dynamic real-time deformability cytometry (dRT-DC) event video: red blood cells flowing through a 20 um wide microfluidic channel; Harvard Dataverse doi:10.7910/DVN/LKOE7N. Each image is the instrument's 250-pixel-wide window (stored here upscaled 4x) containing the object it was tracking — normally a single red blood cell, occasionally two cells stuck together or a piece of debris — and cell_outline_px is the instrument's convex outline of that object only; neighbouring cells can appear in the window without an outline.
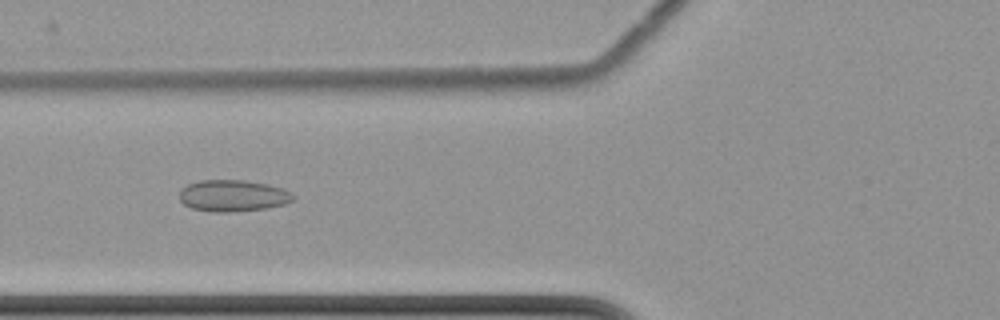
{"species": "common noctule bat (a hibernating species)", "species_latin": "Nyctalus noctula", "temperature_condition": "cold", "stored_images_in_passage": 7, "camera_frame_rate_fps": 3000, "um_per_image_px": 0.085, "animal": {"sex": "female", "body_mass_g": 22.7, "forearm_length_mm": 54.2}, "frame": {"image": 1, "passage_image": 6, "time_ms": 6.667, "image_size_px": [1000, 320], "cell_outline_px": [[296, 196], [292, 200], [284, 204], [264, 208], [228, 212], [212, 212], [192, 208], [184, 204], [180, 200], [180, 192], [188, 184], [200, 180], [244, 180], [268, 184], [284, 188]], "centroid_in_image_um": [19.81, 16.63], "position_along_channel_um": 106.0, "area_um2": 20.81}}
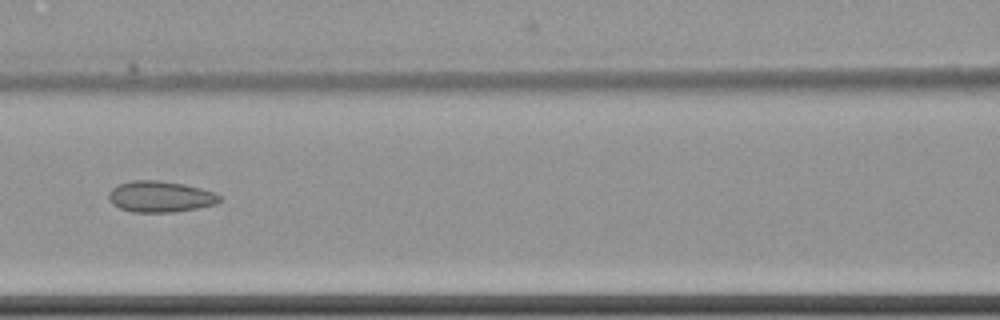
{"frame": {"image": 2, "passage_image": 7, "time_ms": 8.0, "image_size_px": [1000, 320], "cell_outline_px": [[220, 200], [216, 204], [176, 212], [132, 212], [120, 208], [112, 204], [108, 196], [108, 192], [112, 188], [120, 184], [132, 180], [156, 180], [184, 184], [200, 188], [212, 192], [220, 196]], "centroid_in_image_um": [13.59, 16.71], "position_along_channel_um": 153.0, "area_um2": 20.0}}